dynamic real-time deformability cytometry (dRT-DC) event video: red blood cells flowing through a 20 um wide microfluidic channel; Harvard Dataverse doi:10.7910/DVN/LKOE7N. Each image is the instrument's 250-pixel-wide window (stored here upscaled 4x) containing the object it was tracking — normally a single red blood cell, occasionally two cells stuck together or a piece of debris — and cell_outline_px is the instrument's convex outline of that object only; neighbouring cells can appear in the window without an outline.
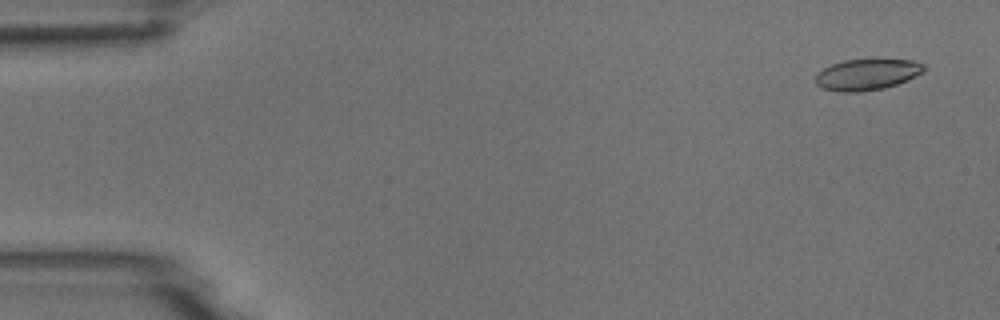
{"species": "common noctule bat (a hibernating species)", "species_latin": "Nyctalus noctula", "temperature_condition": "room temperature", "stored_images_in_passage": 4, "camera_frame_rate_fps": 3000, "um_per_image_px": 0.085, "animal": {"sex": "male", "body_mass_g": 18.8}, "frame": {"image": 1, "passage_image": 1, "time_ms": 0.0, "image_size_px": [1000, 320], "cell_outline_px": [[924, 72], [896, 84], [884, 88], [860, 92], [840, 92], [820, 88], [816, 84], [816, 72], [832, 64], [844, 60], [872, 56], [880, 56], [912, 60], [924, 64]], "centroid_in_image_um": [73.7, 6.27], "position_along_channel_um": 11.3, "area_um2": 20.63}}